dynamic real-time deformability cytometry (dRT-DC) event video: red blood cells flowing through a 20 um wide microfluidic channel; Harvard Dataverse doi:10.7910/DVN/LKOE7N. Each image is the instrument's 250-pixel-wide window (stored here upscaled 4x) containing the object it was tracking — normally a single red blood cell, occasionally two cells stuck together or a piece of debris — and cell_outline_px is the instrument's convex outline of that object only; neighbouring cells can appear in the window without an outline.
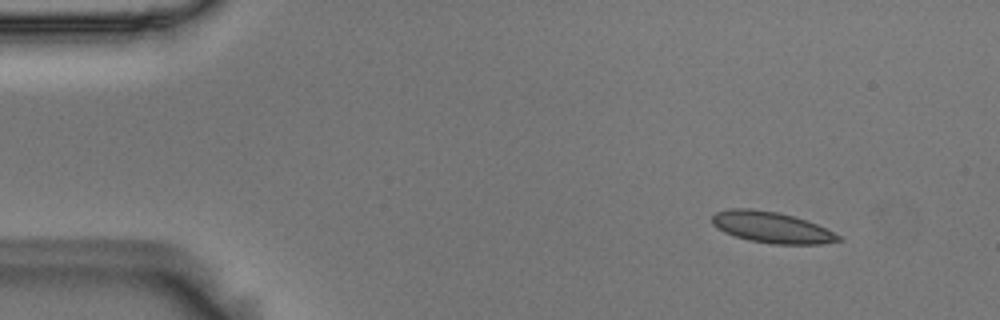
{"species": "Egyptian fruit bat (a non-hibernating species)", "species_latin": "Rousettus aegyptiacus", "temperature_condition": "room temperature", "stored_images_in_passage": 5, "camera_frame_rate_fps": 3000, "um_per_image_px": 0.085, "animal": {"sex": "male"}, "frame": {"image": 1, "passage_image": 1, "time_ms": 0.0, "image_size_px": [1000, 320], "cell_outline_px": [[844, 240], [820, 244], [772, 244], [748, 240], [724, 232], [716, 228], [712, 224], [712, 216], [716, 212], [732, 208], [752, 208], [780, 212], [816, 224], [840, 236]], "centroid_in_image_um": [65.55, 19.32], "position_along_channel_um": 19.4, "area_um2": 22.83}}
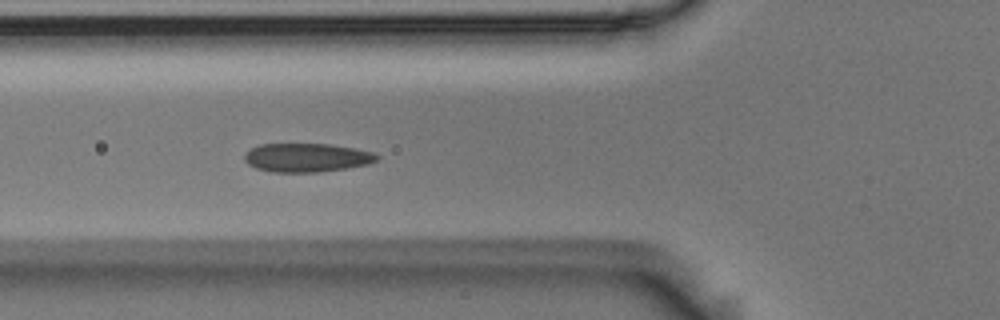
{"frame": {"image": 2, "passage_image": 5, "time_ms": 1.333, "image_size_px": [1000, 320], "cell_outline_px": [[380, 156], [376, 160], [368, 164], [320, 172], [272, 172], [256, 168], [248, 164], [244, 160], [244, 156], [252, 148], [260, 144], [328, 144], [356, 148], [372, 152]], "centroid_in_image_um": [26.07, 13.39], "position_along_channel_um": 99.7, "area_um2": 22.02}}